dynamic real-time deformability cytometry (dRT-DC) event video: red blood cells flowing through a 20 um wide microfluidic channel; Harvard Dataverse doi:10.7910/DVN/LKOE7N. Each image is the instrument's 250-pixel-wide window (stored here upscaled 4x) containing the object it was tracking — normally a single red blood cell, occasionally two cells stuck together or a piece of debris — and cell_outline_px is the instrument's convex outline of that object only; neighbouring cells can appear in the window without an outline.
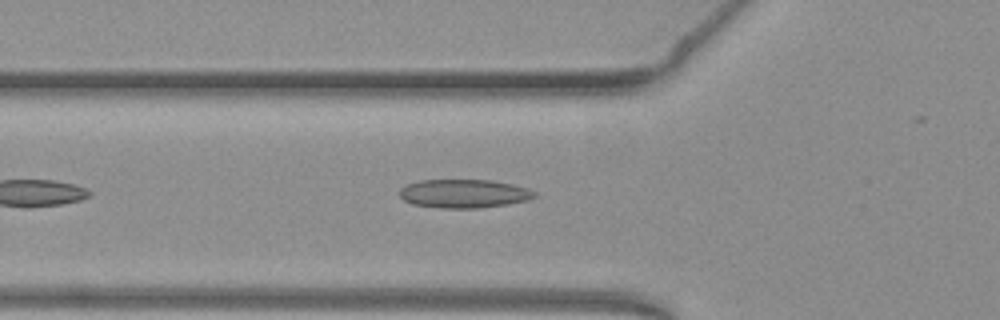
{"species": "common noctule bat (a hibernating species)", "species_latin": "Nyctalus noctula", "temperature_condition": "warm", "stored_images_in_passage": 20, "camera_frame_rate_fps": 3000, "um_per_image_px": 0.085, "animal": {"sex": "female", "body_mass_g": 19.3, "forearm_length_mm": 54.1}, "frame": {"image": 1, "passage_image": 7, "time_ms": 2.0, "image_size_px": [1000, 320], "cell_outline_px": [[536, 196], [528, 200], [508, 204], [480, 208], [440, 208], [412, 204], [404, 200], [400, 196], [400, 188], [404, 184], [420, 180], [492, 180], [512, 184], [528, 188], [536, 192]], "centroid_in_image_um": [39.43, 16.45], "position_along_channel_um": 86.4, "area_um2": 22.66}}
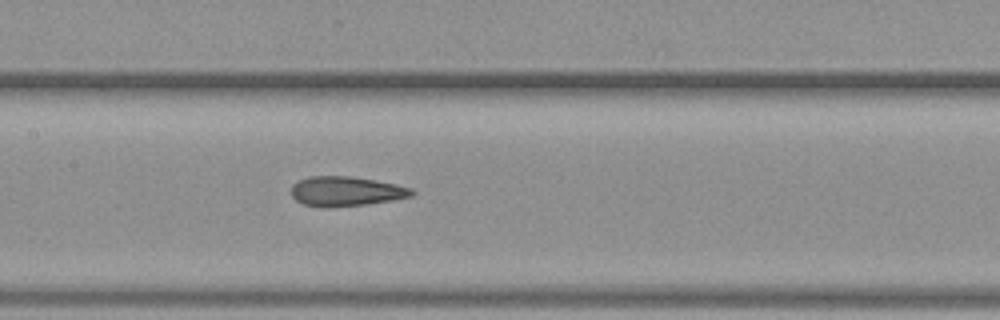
{"frame": {"image": 2, "passage_image": 14, "time_ms": 4.333, "image_size_px": [1000, 320], "cell_outline_px": [[416, 192], [412, 196], [392, 200], [368, 204], [332, 208], [324, 208], [304, 204], [296, 200], [292, 196], [292, 184], [308, 176], [352, 176], [376, 180], [396, 184], [412, 188]], "centroid_in_image_um": [29.42, 16.27], "position_along_channel_um": 178.0, "area_um2": 21.1}}
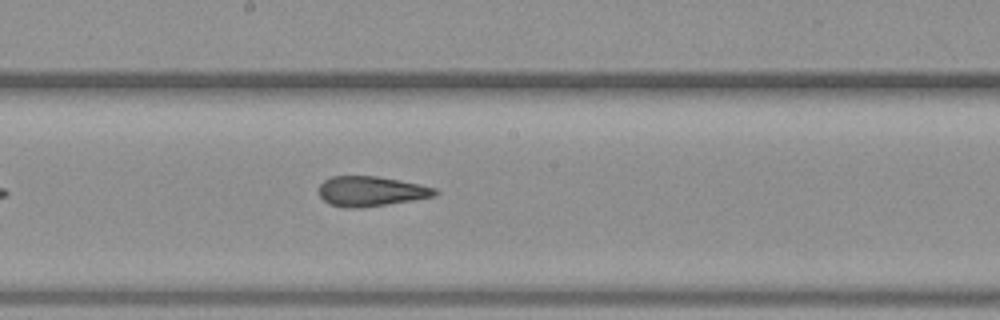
{"frame": {"image": 3, "passage_image": 17, "time_ms": 5.333, "image_size_px": [1000, 320], "cell_outline_px": [[440, 192], [436, 196], [412, 200], [360, 208], [344, 208], [328, 204], [320, 196], [320, 184], [324, 180], [332, 176], [376, 176], [400, 180], [420, 184], [436, 188]], "centroid_in_image_um": [31.54, 16.26], "position_along_channel_um": 216.7, "area_um2": 20.35}}